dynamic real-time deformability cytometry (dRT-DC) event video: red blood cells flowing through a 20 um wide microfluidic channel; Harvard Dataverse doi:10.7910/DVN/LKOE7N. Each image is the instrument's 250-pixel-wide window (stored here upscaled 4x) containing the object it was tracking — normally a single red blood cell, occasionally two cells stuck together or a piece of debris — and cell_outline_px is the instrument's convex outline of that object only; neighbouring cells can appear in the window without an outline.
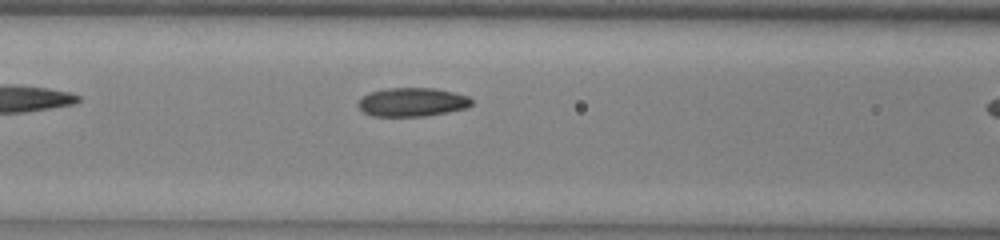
{"species": "common noctule bat (a hibernating species)", "species_latin": "Nyctalus noctula", "temperature_condition": "warm", "stored_images_in_passage": 6, "camera_frame_rate_fps": 3000, "um_per_image_px": 0.085, "animal": {"sex": "male", "body_mass_g": 13.0, "forearm_length_mm": 53.1}, "frame": {"image": 1, "passage_image": 5, "time_ms": 1.333, "image_size_px": [1000, 240], "cell_outline_px": [[472, 104], [468, 108], [448, 112], [424, 116], [372, 116], [364, 112], [356, 104], [368, 92], [384, 88], [436, 88], [468, 96], [472, 100]], "centroid_in_image_um": [35.04, 8.67], "position_along_channel_um": 131.6, "area_um2": 19.07}}